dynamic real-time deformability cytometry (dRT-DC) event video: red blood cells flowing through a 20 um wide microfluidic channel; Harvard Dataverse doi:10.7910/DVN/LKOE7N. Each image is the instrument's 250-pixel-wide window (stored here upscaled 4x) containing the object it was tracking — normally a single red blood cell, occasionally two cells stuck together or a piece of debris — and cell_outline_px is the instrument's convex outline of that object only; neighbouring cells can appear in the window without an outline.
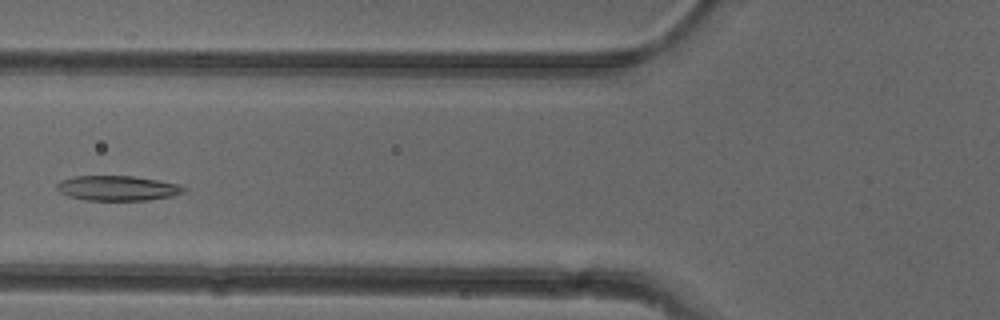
{"species": "common noctule bat (a hibernating species)", "species_latin": "Nyctalus noctula", "temperature_condition": "cold", "stored_images_in_passage": 5, "camera_frame_rate_fps": 3000, "um_per_image_px": 0.085, "animal": {"sex": "female"}, "frame": {"image": 1, "passage_image": 5, "time_ms": 4.667, "image_size_px": [1000, 320], "cell_outline_px": [[188, 188], [184, 192], [172, 196], [148, 200], [88, 200], [68, 196], [60, 192], [56, 188], [56, 184], [60, 180], [72, 176], [132, 176], [180, 184]], "centroid_in_image_um": [9.99, 15.99], "position_along_channel_um": 115.8, "area_um2": 18.5}}